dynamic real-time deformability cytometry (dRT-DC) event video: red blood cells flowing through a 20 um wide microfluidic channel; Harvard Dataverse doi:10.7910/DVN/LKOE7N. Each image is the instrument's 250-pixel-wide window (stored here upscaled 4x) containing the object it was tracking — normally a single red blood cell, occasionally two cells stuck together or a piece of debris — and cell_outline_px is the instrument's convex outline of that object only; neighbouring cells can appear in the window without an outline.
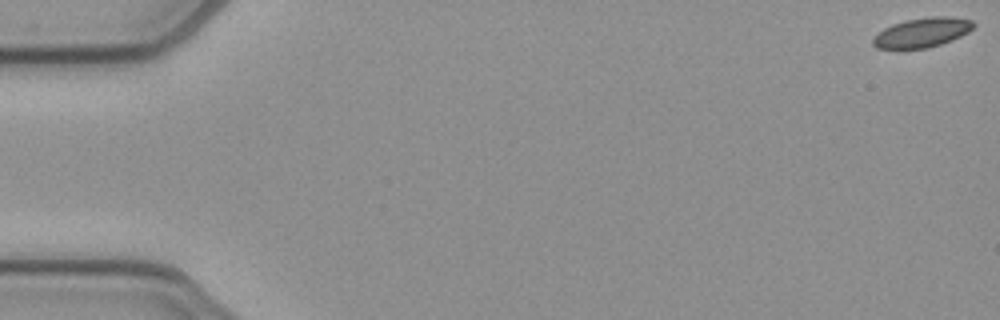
{"species": "common noctule bat (a hibernating species)", "species_latin": "Nyctalus noctula", "temperature_condition": "cold", "stored_images_in_passage": 53, "camera_frame_rate_fps": 3000, "um_per_image_px": 0.085, "animal": {"sex": "female", "body_mass_g": 21.9}, "frame": {"image": 1, "passage_image": 1, "time_ms": 0.0, "image_size_px": [1000, 320], "cell_outline_px": [[976, 24], [968, 32], [952, 40], [928, 48], [876, 48], [872, 44], [872, 40], [884, 28], [892, 24], [904, 20], [932, 16], [948, 16], [972, 20]], "centroid_in_image_um": [78.4, 2.75], "position_along_channel_um": 6.6, "area_um2": 17.17}}
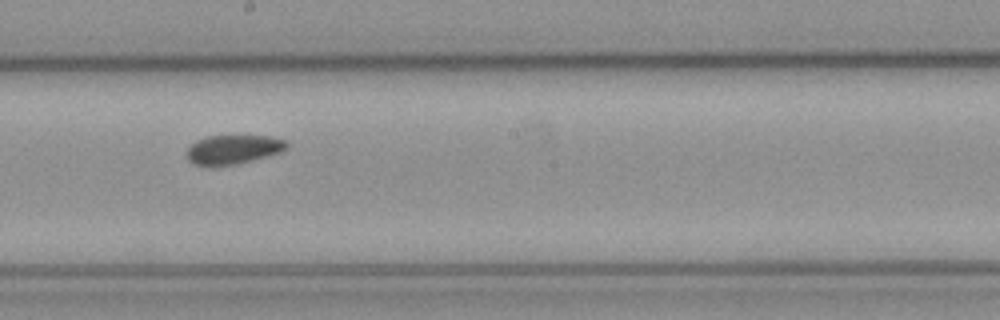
{"frame": {"image": 2, "passage_image": 30, "time_ms": 9.667, "image_size_px": [1000, 320], "cell_outline_px": [[288, 148], [280, 152], [252, 160], [236, 164], [208, 168], [192, 164], [188, 160], [184, 152], [196, 140], [208, 136], [268, 136], [284, 140], [288, 144]], "centroid_in_image_um": [19.73, 12.73], "position_along_channel_um": 228.5, "area_um2": 17.28}}
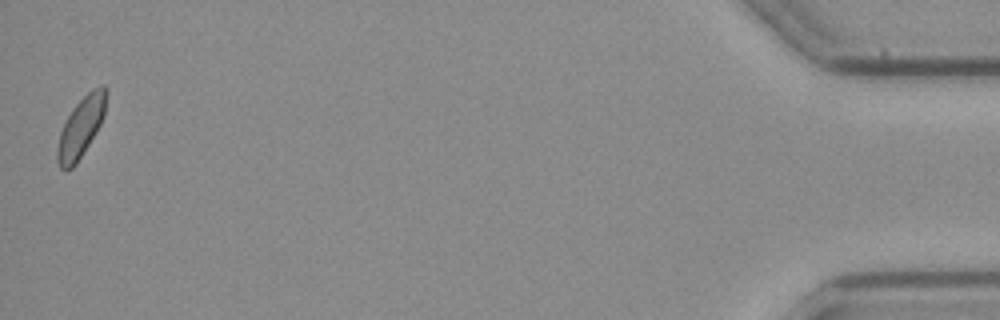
{"frame": {"image": 3, "passage_image": 53, "time_ms": 17.333, "image_size_px": [1000, 320], "cell_outline_px": [[104, 116], [96, 132], [76, 164], [72, 168], [60, 168], [56, 160], [56, 148], [60, 132], [72, 108], [92, 88], [100, 84], [104, 84]], "centroid_in_image_um": [6.84, 10.84], "position_along_channel_um": 428.4, "area_um2": 16.65}}